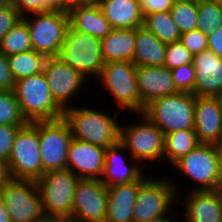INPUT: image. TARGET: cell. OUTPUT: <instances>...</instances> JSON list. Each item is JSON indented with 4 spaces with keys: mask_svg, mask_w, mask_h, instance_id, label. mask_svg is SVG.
<instances>
[{
    "mask_svg": "<svg viewBox=\"0 0 222 222\" xmlns=\"http://www.w3.org/2000/svg\"><path fill=\"white\" fill-rule=\"evenodd\" d=\"M170 12L181 34L197 29L198 0H175Z\"/></svg>",
    "mask_w": 222,
    "mask_h": 222,
    "instance_id": "4dcf8cb0",
    "label": "cell"
},
{
    "mask_svg": "<svg viewBox=\"0 0 222 222\" xmlns=\"http://www.w3.org/2000/svg\"><path fill=\"white\" fill-rule=\"evenodd\" d=\"M189 192V193H188ZM187 192L185 202L178 199L177 204H183L184 221L181 222H222V193L219 191Z\"/></svg>",
    "mask_w": 222,
    "mask_h": 222,
    "instance_id": "ffe728a7",
    "label": "cell"
},
{
    "mask_svg": "<svg viewBox=\"0 0 222 222\" xmlns=\"http://www.w3.org/2000/svg\"><path fill=\"white\" fill-rule=\"evenodd\" d=\"M101 49L100 39L69 26L57 57L85 79L95 77L96 81L104 67Z\"/></svg>",
    "mask_w": 222,
    "mask_h": 222,
    "instance_id": "5b68a950",
    "label": "cell"
},
{
    "mask_svg": "<svg viewBox=\"0 0 222 222\" xmlns=\"http://www.w3.org/2000/svg\"><path fill=\"white\" fill-rule=\"evenodd\" d=\"M195 95L177 92L151 101L143 114L164 135L178 130L194 129Z\"/></svg>",
    "mask_w": 222,
    "mask_h": 222,
    "instance_id": "277c9868",
    "label": "cell"
},
{
    "mask_svg": "<svg viewBox=\"0 0 222 222\" xmlns=\"http://www.w3.org/2000/svg\"><path fill=\"white\" fill-rule=\"evenodd\" d=\"M103 88L114 97L120 109L135 114L141 113V100L138 93L136 66L130 61H109L98 77Z\"/></svg>",
    "mask_w": 222,
    "mask_h": 222,
    "instance_id": "9c48e42d",
    "label": "cell"
},
{
    "mask_svg": "<svg viewBox=\"0 0 222 222\" xmlns=\"http://www.w3.org/2000/svg\"><path fill=\"white\" fill-rule=\"evenodd\" d=\"M14 82L8 57L0 51V90H13Z\"/></svg>",
    "mask_w": 222,
    "mask_h": 222,
    "instance_id": "ab89813d",
    "label": "cell"
},
{
    "mask_svg": "<svg viewBox=\"0 0 222 222\" xmlns=\"http://www.w3.org/2000/svg\"><path fill=\"white\" fill-rule=\"evenodd\" d=\"M136 28L112 29L101 39L102 59L104 63L109 61L133 60L135 50Z\"/></svg>",
    "mask_w": 222,
    "mask_h": 222,
    "instance_id": "484cf974",
    "label": "cell"
},
{
    "mask_svg": "<svg viewBox=\"0 0 222 222\" xmlns=\"http://www.w3.org/2000/svg\"><path fill=\"white\" fill-rule=\"evenodd\" d=\"M24 125H0V159L8 162L15 136Z\"/></svg>",
    "mask_w": 222,
    "mask_h": 222,
    "instance_id": "8d00e7d4",
    "label": "cell"
},
{
    "mask_svg": "<svg viewBox=\"0 0 222 222\" xmlns=\"http://www.w3.org/2000/svg\"><path fill=\"white\" fill-rule=\"evenodd\" d=\"M217 157H218V178L216 191L222 193V143L217 145Z\"/></svg>",
    "mask_w": 222,
    "mask_h": 222,
    "instance_id": "ee69618b",
    "label": "cell"
},
{
    "mask_svg": "<svg viewBox=\"0 0 222 222\" xmlns=\"http://www.w3.org/2000/svg\"><path fill=\"white\" fill-rule=\"evenodd\" d=\"M0 222H10L7 207L3 203V199L0 193Z\"/></svg>",
    "mask_w": 222,
    "mask_h": 222,
    "instance_id": "c3c4849f",
    "label": "cell"
},
{
    "mask_svg": "<svg viewBox=\"0 0 222 222\" xmlns=\"http://www.w3.org/2000/svg\"><path fill=\"white\" fill-rule=\"evenodd\" d=\"M65 11L59 4V0H42V12Z\"/></svg>",
    "mask_w": 222,
    "mask_h": 222,
    "instance_id": "f6af8a7d",
    "label": "cell"
},
{
    "mask_svg": "<svg viewBox=\"0 0 222 222\" xmlns=\"http://www.w3.org/2000/svg\"><path fill=\"white\" fill-rule=\"evenodd\" d=\"M29 15L22 19L28 26L33 50L46 57H57L70 26L69 13L48 11Z\"/></svg>",
    "mask_w": 222,
    "mask_h": 222,
    "instance_id": "ba28073f",
    "label": "cell"
},
{
    "mask_svg": "<svg viewBox=\"0 0 222 222\" xmlns=\"http://www.w3.org/2000/svg\"><path fill=\"white\" fill-rule=\"evenodd\" d=\"M132 63L138 66H164L166 45L144 26L136 28Z\"/></svg>",
    "mask_w": 222,
    "mask_h": 222,
    "instance_id": "d4e9b609",
    "label": "cell"
},
{
    "mask_svg": "<svg viewBox=\"0 0 222 222\" xmlns=\"http://www.w3.org/2000/svg\"><path fill=\"white\" fill-rule=\"evenodd\" d=\"M68 13L70 26L76 31L100 40L112 31L110 23L106 20L98 4L86 3L72 8Z\"/></svg>",
    "mask_w": 222,
    "mask_h": 222,
    "instance_id": "cb8c5ba5",
    "label": "cell"
},
{
    "mask_svg": "<svg viewBox=\"0 0 222 222\" xmlns=\"http://www.w3.org/2000/svg\"><path fill=\"white\" fill-rule=\"evenodd\" d=\"M124 150L126 151V147L120 141L106 149L104 170L100 178L106 187L128 184L137 181L143 175L144 168H141L142 166L131 156L132 163L127 164L126 155H122Z\"/></svg>",
    "mask_w": 222,
    "mask_h": 222,
    "instance_id": "d6986e66",
    "label": "cell"
},
{
    "mask_svg": "<svg viewBox=\"0 0 222 222\" xmlns=\"http://www.w3.org/2000/svg\"><path fill=\"white\" fill-rule=\"evenodd\" d=\"M43 73L47 79L53 99L64 110L71 106V100L75 98L74 96L80 90H84L83 85L88 83L87 79L58 57H47Z\"/></svg>",
    "mask_w": 222,
    "mask_h": 222,
    "instance_id": "9a60e30c",
    "label": "cell"
},
{
    "mask_svg": "<svg viewBox=\"0 0 222 222\" xmlns=\"http://www.w3.org/2000/svg\"><path fill=\"white\" fill-rule=\"evenodd\" d=\"M14 81L43 72L47 57L34 50L7 56Z\"/></svg>",
    "mask_w": 222,
    "mask_h": 222,
    "instance_id": "f1b7e54d",
    "label": "cell"
},
{
    "mask_svg": "<svg viewBox=\"0 0 222 222\" xmlns=\"http://www.w3.org/2000/svg\"><path fill=\"white\" fill-rule=\"evenodd\" d=\"M11 5V0H0V9Z\"/></svg>",
    "mask_w": 222,
    "mask_h": 222,
    "instance_id": "681fc988",
    "label": "cell"
},
{
    "mask_svg": "<svg viewBox=\"0 0 222 222\" xmlns=\"http://www.w3.org/2000/svg\"><path fill=\"white\" fill-rule=\"evenodd\" d=\"M8 167L12 179L34 180L43 173L36 121L28 122L18 130L12 145Z\"/></svg>",
    "mask_w": 222,
    "mask_h": 222,
    "instance_id": "30bf717a",
    "label": "cell"
},
{
    "mask_svg": "<svg viewBox=\"0 0 222 222\" xmlns=\"http://www.w3.org/2000/svg\"><path fill=\"white\" fill-rule=\"evenodd\" d=\"M11 179L8 162L0 159V188Z\"/></svg>",
    "mask_w": 222,
    "mask_h": 222,
    "instance_id": "7bdbcfd3",
    "label": "cell"
},
{
    "mask_svg": "<svg viewBox=\"0 0 222 222\" xmlns=\"http://www.w3.org/2000/svg\"><path fill=\"white\" fill-rule=\"evenodd\" d=\"M175 0H139L143 16L145 14L167 12L173 6Z\"/></svg>",
    "mask_w": 222,
    "mask_h": 222,
    "instance_id": "f35d334b",
    "label": "cell"
},
{
    "mask_svg": "<svg viewBox=\"0 0 222 222\" xmlns=\"http://www.w3.org/2000/svg\"><path fill=\"white\" fill-rule=\"evenodd\" d=\"M32 222H71L68 218L59 216L44 215L42 218Z\"/></svg>",
    "mask_w": 222,
    "mask_h": 222,
    "instance_id": "7dc6e473",
    "label": "cell"
},
{
    "mask_svg": "<svg viewBox=\"0 0 222 222\" xmlns=\"http://www.w3.org/2000/svg\"><path fill=\"white\" fill-rule=\"evenodd\" d=\"M143 26L165 44L179 41L181 35L170 11L145 14Z\"/></svg>",
    "mask_w": 222,
    "mask_h": 222,
    "instance_id": "83f0119b",
    "label": "cell"
},
{
    "mask_svg": "<svg viewBox=\"0 0 222 222\" xmlns=\"http://www.w3.org/2000/svg\"><path fill=\"white\" fill-rule=\"evenodd\" d=\"M179 42L182 43L193 56L208 49V37L198 29L182 33Z\"/></svg>",
    "mask_w": 222,
    "mask_h": 222,
    "instance_id": "d590c367",
    "label": "cell"
},
{
    "mask_svg": "<svg viewBox=\"0 0 222 222\" xmlns=\"http://www.w3.org/2000/svg\"><path fill=\"white\" fill-rule=\"evenodd\" d=\"M173 81L179 92L194 94L196 73L193 64H186L171 70Z\"/></svg>",
    "mask_w": 222,
    "mask_h": 222,
    "instance_id": "e575fe53",
    "label": "cell"
},
{
    "mask_svg": "<svg viewBox=\"0 0 222 222\" xmlns=\"http://www.w3.org/2000/svg\"><path fill=\"white\" fill-rule=\"evenodd\" d=\"M216 1L222 7V0H216Z\"/></svg>",
    "mask_w": 222,
    "mask_h": 222,
    "instance_id": "db71d44e",
    "label": "cell"
},
{
    "mask_svg": "<svg viewBox=\"0 0 222 222\" xmlns=\"http://www.w3.org/2000/svg\"><path fill=\"white\" fill-rule=\"evenodd\" d=\"M194 130L199 143H222V108L215 97L195 96Z\"/></svg>",
    "mask_w": 222,
    "mask_h": 222,
    "instance_id": "e0dca14e",
    "label": "cell"
},
{
    "mask_svg": "<svg viewBox=\"0 0 222 222\" xmlns=\"http://www.w3.org/2000/svg\"><path fill=\"white\" fill-rule=\"evenodd\" d=\"M10 222H32L45 213L36 181L11 179L0 188Z\"/></svg>",
    "mask_w": 222,
    "mask_h": 222,
    "instance_id": "8fae6325",
    "label": "cell"
},
{
    "mask_svg": "<svg viewBox=\"0 0 222 222\" xmlns=\"http://www.w3.org/2000/svg\"><path fill=\"white\" fill-rule=\"evenodd\" d=\"M106 148L72 139L67 152V169L79 179L100 180L105 163Z\"/></svg>",
    "mask_w": 222,
    "mask_h": 222,
    "instance_id": "2e32d148",
    "label": "cell"
},
{
    "mask_svg": "<svg viewBox=\"0 0 222 222\" xmlns=\"http://www.w3.org/2000/svg\"><path fill=\"white\" fill-rule=\"evenodd\" d=\"M208 37V49L215 55L222 57V26L213 31Z\"/></svg>",
    "mask_w": 222,
    "mask_h": 222,
    "instance_id": "b9f144b4",
    "label": "cell"
},
{
    "mask_svg": "<svg viewBox=\"0 0 222 222\" xmlns=\"http://www.w3.org/2000/svg\"><path fill=\"white\" fill-rule=\"evenodd\" d=\"M11 4L22 17L29 15V13H42V0H11Z\"/></svg>",
    "mask_w": 222,
    "mask_h": 222,
    "instance_id": "60d3db41",
    "label": "cell"
},
{
    "mask_svg": "<svg viewBox=\"0 0 222 222\" xmlns=\"http://www.w3.org/2000/svg\"><path fill=\"white\" fill-rule=\"evenodd\" d=\"M193 55L179 41L166 45L164 67L172 70L186 64H193Z\"/></svg>",
    "mask_w": 222,
    "mask_h": 222,
    "instance_id": "836d02e7",
    "label": "cell"
},
{
    "mask_svg": "<svg viewBox=\"0 0 222 222\" xmlns=\"http://www.w3.org/2000/svg\"><path fill=\"white\" fill-rule=\"evenodd\" d=\"M222 26V7L216 0H198L197 29L209 35Z\"/></svg>",
    "mask_w": 222,
    "mask_h": 222,
    "instance_id": "1f68e13d",
    "label": "cell"
},
{
    "mask_svg": "<svg viewBox=\"0 0 222 222\" xmlns=\"http://www.w3.org/2000/svg\"><path fill=\"white\" fill-rule=\"evenodd\" d=\"M32 43L26 22L19 21L1 40L0 51L6 56L31 51Z\"/></svg>",
    "mask_w": 222,
    "mask_h": 222,
    "instance_id": "f546056e",
    "label": "cell"
},
{
    "mask_svg": "<svg viewBox=\"0 0 222 222\" xmlns=\"http://www.w3.org/2000/svg\"><path fill=\"white\" fill-rule=\"evenodd\" d=\"M60 6L67 12L72 8L86 4L83 0H59Z\"/></svg>",
    "mask_w": 222,
    "mask_h": 222,
    "instance_id": "bcb514c9",
    "label": "cell"
},
{
    "mask_svg": "<svg viewBox=\"0 0 222 222\" xmlns=\"http://www.w3.org/2000/svg\"><path fill=\"white\" fill-rule=\"evenodd\" d=\"M142 175L137 181L107 187V218L105 222H134L133 209L140 185L147 179Z\"/></svg>",
    "mask_w": 222,
    "mask_h": 222,
    "instance_id": "7402d4cb",
    "label": "cell"
},
{
    "mask_svg": "<svg viewBox=\"0 0 222 222\" xmlns=\"http://www.w3.org/2000/svg\"><path fill=\"white\" fill-rule=\"evenodd\" d=\"M79 178L69 169L44 172L36 180L45 215L72 219L74 192Z\"/></svg>",
    "mask_w": 222,
    "mask_h": 222,
    "instance_id": "52a82bcc",
    "label": "cell"
},
{
    "mask_svg": "<svg viewBox=\"0 0 222 222\" xmlns=\"http://www.w3.org/2000/svg\"><path fill=\"white\" fill-rule=\"evenodd\" d=\"M13 90H0V125H26Z\"/></svg>",
    "mask_w": 222,
    "mask_h": 222,
    "instance_id": "d6a6232c",
    "label": "cell"
},
{
    "mask_svg": "<svg viewBox=\"0 0 222 222\" xmlns=\"http://www.w3.org/2000/svg\"><path fill=\"white\" fill-rule=\"evenodd\" d=\"M172 167L197 184L191 191H215L218 178L217 145L199 143Z\"/></svg>",
    "mask_w": 222,
    "mask_h": 222,
    "instance_id": "7c38bea8",
    "label": "cell"
},
{
    "mask_svg": "<svg viewBox=\"0 0 222 222\" xmlns=\"http://www.w3.org/2000/svg\"><path fill=\"white\" fill-rule=\"evenodd\" d=\"M137 87L141 100V113L151 101L179 92L174 84L171 70L164 66L136 67Z\"/></svg>",
    "mask_w": 222,
    "mask_h": 222,
    "instance_id": "ac0fdd59",
    "label": "cell"
},
{
    "mask_svg": "<svg viewBox=\"0 0 222 222\" xmlns=\"http://www.w3.org/2000/svg\"><path fill=\"white\" fill-rule=\"evenodd\" d=\"M138 119V123L120 125V142L140 165L154 160L163 163L165 135L143 113Z\"/></svg>",
    "mask_w": 222,
    "mask_h": 222,
    "instance_id": "8992f818",
    "label": "cell"
},
{
    "mask_svg": "<svg viewBox=\"0 0 222 222\" xmlns=\"http://www.w3.org/2000/svg\"><path fill=\"white\" fill-rule=\"evenodd\" d=\"M146 222H176L175 220L173 221L172 219H162V220H154V221H146Z\"/></svg>",
    "mask_w": 222,
    "mask_h": 222,
    "instance_id": "816d5d0a",
    "label": "cell"
},
{
    "mask_svg": "<svg viewBox=\"0 0 222 222\" xmlns=\"http://www.w3.org/2000/svg\"><path fill=\"white\" fill-rule=\"evenodd\" d=\"M111 116L106 111L84 106H70L64 110L63 119L68 123L74 139L108 148L120 141V124L116 121L119 110Z\"/></svg>",
    "mask_w": 222,
    "mask_h": 222,
    "instance_id": "6da1fadb",
    "label": "cell"
},
{
    "mask_svg": "<svg viewBox=\"0 0 222 222\" xmlns=\"http://www.w3.org/2000/svg\"><path fill=\"white\" fill-rule=\"evenodd\" d=\"M199 141L197 139L194 129L178 130L170 132L164 138V155L163 163L165 161L173 165L181 157L191 152Z\"/></svg>",
    "mask_w": 222,
    "mask_h": 222,
    "instance_id": "4316f807",
    "label": "cell"
},
{
    "mask_svg": "<svg viewBox=\"0 0 222 222\" xmlns=\"http://www.w3.org/2000/svg\"><path fill=\"white\" fill-rule=\"evenodd\" d=\"M22 20L20 12L11 4L0 9V42L3 37Z\"/></svg>",
    "mask_w": 222,
    "mask_h": 222,
    "instance_id": "74e56055",
    "label": "cell"
},
{
    "mask_svg": "<svg viewBox=\"0 0 222 222\" xmlns=\"http://www.w3.org/2000/svg\"><path fill=\"white\" fill-rule=\"evenodd\" d=\"M97 4L112 29L143 26L139 0H100Z\"/></svg>",
    "mask_w": 222,
    "mask_h": 222,
    "instance_id": "603a6c76",
    "label": "cell"
},
{
    "mask_svg": "<svg viewBox=\"0 0 222 222\" xmlns=\"http://www.w3.org/2000/svg\"><path fill=\"white\" fill-rule=\"evenodd\" d=\"M215 98L218 100L219 105L222 108V89L221 91L215 96Z\"/></svg>",
    "mask_w": 222,
    "mask_h": 222,
    "instance_id": "f907efd6",
    "label": "cell"
},
{
    "mask_svg": "<svg viewBox=\"0 0 222 222\" xmlns=\"http://www.w3.org/2000/svg\"><path fill=\"white\" fill-rule=\"evenodd\" d=\"M179 184L172 177L153 178L150 175L140 185L133 209L134 222L171 219L174 204L180 197ZM172 207V208H171Z\"/></svg>",
    "mask_w": 222,
    "mask_h": 222,
    "instance_id": "3957f363",
    "label": "cell"
},
{
    "mask_svg": "<svg viewBox=\"0 0 222 222\" xmlns=\"http://www.w3.org/2000/svg\"><path fill=\"white\" fill-rule=\"evenodd\" d=\"M40 157L45 172L67 168L68 147L73 139L68 123L63 119L36 121Z\"/></svg>",
    "mask_w": 222,
    "mask_h": 222,
    "instance_id": "4fadbf2b",
    "label": "cell"
},
{
    "mask_svg": "<svg viewBox=\"0 0 222 222\" xmlns=\"http://www.w3.org/2000/svg\"><path fill=\"white\" fill-rule=\"evenodd\" d=\"M196 73L194 95L215 97L222 89V57L207 49L194 55Z\"/></svg>",
    "mask_w": 222,
    "mask_h": 222,
    "instance_id": "44dd1931",
    "label": "cell"
},
{
    "mask_svg": "<svg viewBox=\"0 0 222 222\" xmlns=\"http://www.w3.org/2000/svg\"><path fill=\"white\" fill-rule=\"evenodd\" d=\"M107 187L97 179H79L73 200L71 222H105Z\"/></svg>",
    "mask_w": 222,
    "mask_h": 222,
    "instance_id": "5bb4252c",
    "label": "cell"
},
{
    "mask_svg": "<svg viewBox=\"0 0 222 222\" xmlns=\"http://www.w3.org/2000/svg\"><path fill=\"white\" fill-rule=\"evenodd\" d=\"M83 1L88 4H97L100 0H83Z\"/></svg>",
    "mask_w": 222,
    "mask_h": 222,
    "instance_id": "f5cc1de1",
    "label": "cell"
},
{
    "mask_svg": "<svg viewBox=\"0 0 222 222\" xmlns=\"http://www.w3.org/2000/svg\"><path fill=\"white\" fill-rule=\"evenodd\" d=\"M13 92L27 122L63 118L64 109L53 99L43 72L15 81Z\"/></svg>",
    "mask_w": 222,
    "mask_h": 222,
    "instance_id": "7a4b0ae2",
    "label": "cell"
}]
</instances>
